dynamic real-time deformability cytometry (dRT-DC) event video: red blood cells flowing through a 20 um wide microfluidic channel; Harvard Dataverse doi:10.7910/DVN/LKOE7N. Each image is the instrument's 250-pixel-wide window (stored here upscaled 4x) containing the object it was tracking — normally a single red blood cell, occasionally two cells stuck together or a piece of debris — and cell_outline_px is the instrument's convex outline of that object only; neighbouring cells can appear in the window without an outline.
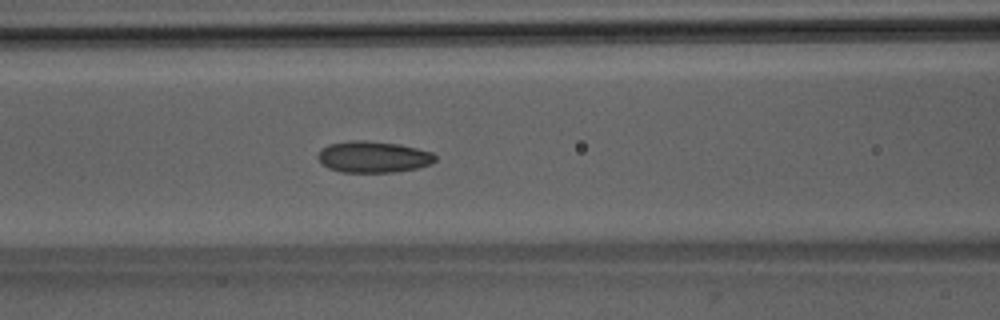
{"species": "Egyptian fruit bat (a non-hibernating species)", "species_latin": "Rousettus aegyptiacus", "temperature_condition": "room temperature", "stored_images_in_passage": 52, "camera_frame_rate_fps": 3000, "um_per_image_px": 0.085, "animal": {"sex": "male"}, "frame": {"image": 1, "passage_image": 22, "time_ms": 7.0, "image_size_px": [1000, 320], "cell_outline_px": [[436, 160], [432, 164], [416, 168], [392, 172], [340, 172], [328, 168], [316, 156], [320, 148], [328, 144], [348, 140], [364, 140], [396, 144], [416, 148], [432, 152], [436, 156]], "centroid_in_image_um": [31.7, 13.33], "position_along_channel_um": 134.9, "area_um2": 21.5}}
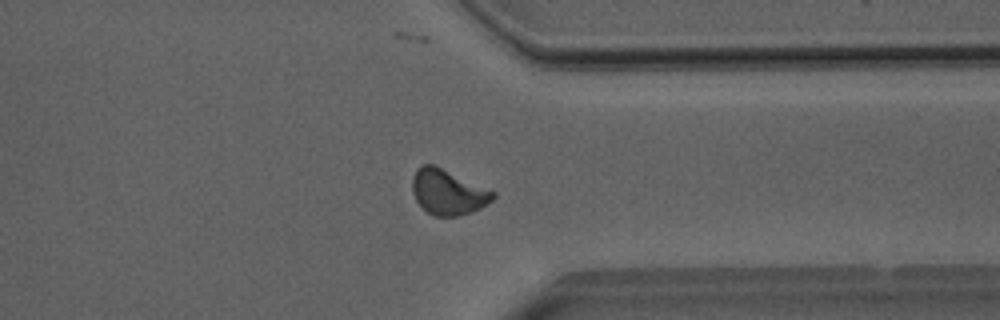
{"frame": {"image": 2, "passage_image": 40, "time_ms": 13.0, "image_size_px": [1000, 320], "cell_outline_px": [[496, 196], [492, 200], [480, 208], [472, 212], [460, 216], [432, 216], [416, 200], [412, 192], [412, 180], [416, 168], [424, 164], [436, 164], [492, 188], [496, 192]], "centroid_in_image_um": [38.13, 16.29], "position_along_channel_um": 373.3, "area_um2": 21.96}}
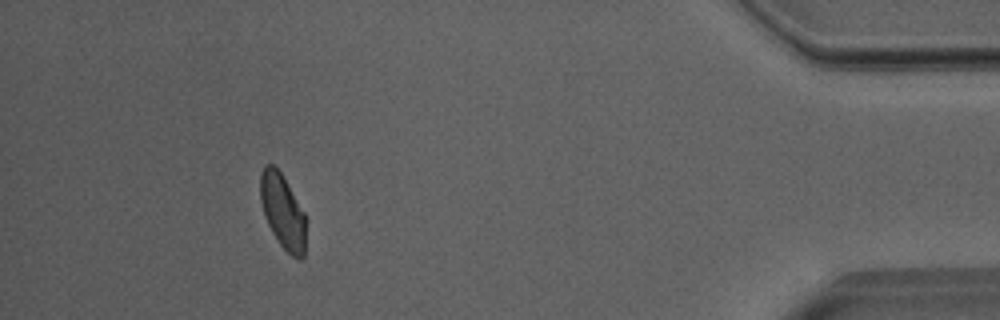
{"frame": {"image": 3, "passage_image": 47, "time_ms": 15.333, "image_size_px": [1000, 320], "cell_outline_px": [[304, 256], [300, 260], [296, 260], [280, 244], [272, 232], [264, 216], [260, 200], [260, 176], [264, 164], [272, 164], [280, 172], [304, 212]], "centroid_in_image_um": [24.0, 17.97], "position_along_channel_um": 411.2, "area_um2": 19.42}, "authors_computed_cell_mechanics": {"area_um2": 21.1259, "velocity_mm_per_s": 4.0146, "shape_relaxation_time_tau1_ms": null, "shape_relaxation_time_tau2_ms": 1.5622, "deformation_change_tau1": null, "deformation_change_tau2": 0.0688}}